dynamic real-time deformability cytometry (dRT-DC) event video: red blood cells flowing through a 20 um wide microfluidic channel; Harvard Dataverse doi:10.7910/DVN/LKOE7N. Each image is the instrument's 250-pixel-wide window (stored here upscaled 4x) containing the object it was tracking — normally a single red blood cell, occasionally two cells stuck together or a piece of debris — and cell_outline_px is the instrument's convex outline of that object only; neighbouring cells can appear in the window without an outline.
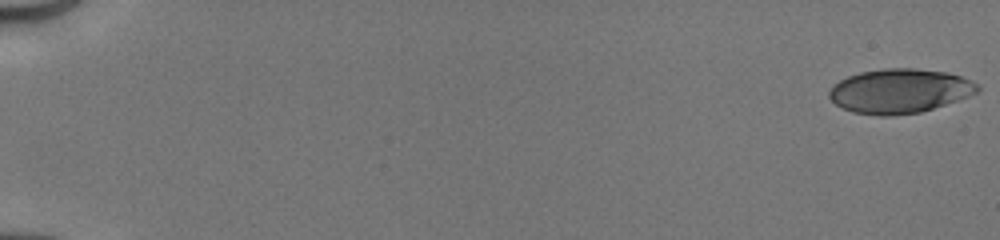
{"species": "human", "species_latin": "Homo sapiens", "temperature_condition": "cold", "stored_images_in_passage": 51, "camera_frame_rate_fps": 3000, "um_per_image_px": 0.085, "donor": {"sex": "male"}, "frame": {"image": 1, "passage_image": 1, "time_ms": 0.0, "image_size_px": [1000, 240], "cell_outline_px": [[980, 88], [976, 92], [968, 96], [920, 112], [888, 116], [880, 116], [852, 112], [836, 104], [828, 96], [828, 92], [840, 80], [848, 76], [860, 72], [884, 68], [912, 68], [948, 72], [960, 76], [976, 84]], "centroid_in_image_um": [76.44, 7.73], "position_along_channel_um": 8.6, "area_um2": 37.86}}
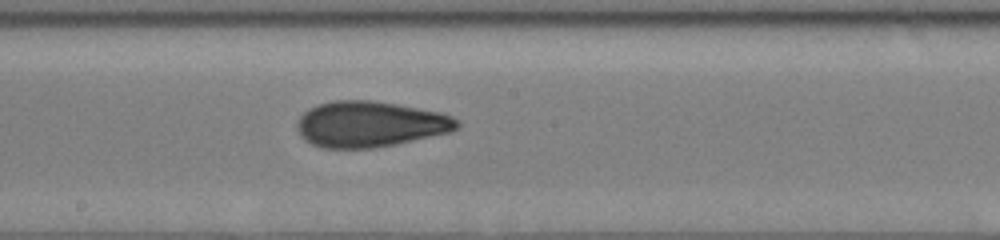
{"frame": {"image": 2, "passage_image": 30, "time_ms": 9.667, "image_size_px": [1000, 240], "cell_outline_px": [[460, 124], [452, 132], [396, 144], [376, 148], [324, 148], [312, 144], [304, 140], [300, 136], [296, 128], [296, 120], [308, 108], [332, 100], [372, 100], [396, 104], [440, 112], [452, 116], [460, 120]], "centroid_in_image_um": [31.44, 10.56], "position_along_channel_um": 216.8, "area_um2": 43.06}}
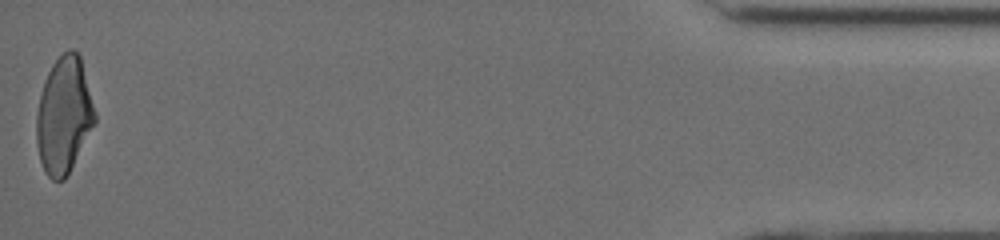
{"frame": {"image": 3, "passage_image": 51, "time_ms": 16.667, "image_size_px": [1000, 240], "cell_outline_px": [[96, 120], [64, 180], [52, 180], [44, 172], [40, 160], [36, 144], [36, 116], [40, 96], [44, 80], [52, 64], [68, 48], [72, 48], [80, 56], [96, 112]], "centroid_in_image_um": [5.41, 9.79], "position_along_channel_um": 429.8, "area_um2": 39.3}, "authors_computed_cell_mechanics": {"area_um2": 40.4022, "velocity_mm_per_s": 4.1772, "shape_relaxation_time_tau1_ms": 7.2134, "shape_relaxation_time_tau2_ms": 1.6333, "deformation_change_tau1": 0.2125, "deformation_change_tau2": 0.085}}